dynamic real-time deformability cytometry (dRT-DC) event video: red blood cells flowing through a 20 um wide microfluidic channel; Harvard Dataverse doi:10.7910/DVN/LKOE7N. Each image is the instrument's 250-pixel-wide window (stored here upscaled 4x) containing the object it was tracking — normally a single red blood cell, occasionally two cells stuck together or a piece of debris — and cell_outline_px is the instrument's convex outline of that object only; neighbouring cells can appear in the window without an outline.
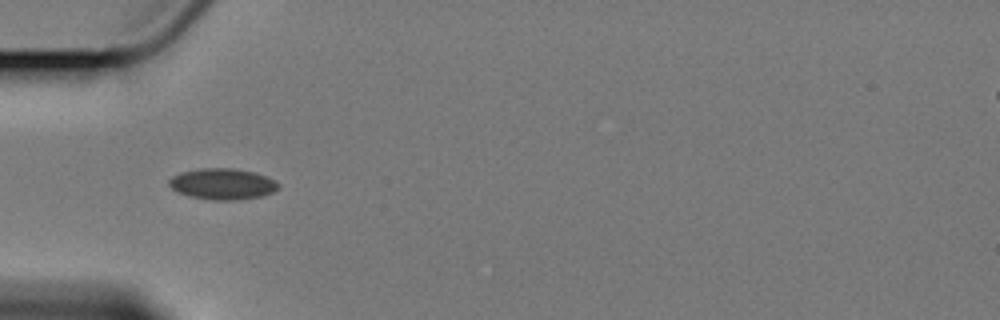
{"species": "Egyptian fruit bat (a non-hibernating species)", "species_latin": "Rousettus aegyptiacus", "temperature_condition": "cold", "stored_images_in_passage": 4, "camera_frame_rate_fps": 3000, "um_per_image_px": 0.085, "animal": {"sex": "female"}, "frame": {"image": 1, "passage_image": 4, "time_ms": 4.333, "image_size_px": [1000, 320], "cell_outline_px": [[280, 184], [272, 192], [260, 196], [232, 200], [216, 200], [188, 196], [176, 192], [168, 184], [168, 180], [172, 176], [180, 172], [200, 168], [232, 168], [256, 172], [276, 180]], "centroid_in_image_um": [18.88, 15.62], "position_along_channel_um": 66.1, "area_um2": 19.83}}